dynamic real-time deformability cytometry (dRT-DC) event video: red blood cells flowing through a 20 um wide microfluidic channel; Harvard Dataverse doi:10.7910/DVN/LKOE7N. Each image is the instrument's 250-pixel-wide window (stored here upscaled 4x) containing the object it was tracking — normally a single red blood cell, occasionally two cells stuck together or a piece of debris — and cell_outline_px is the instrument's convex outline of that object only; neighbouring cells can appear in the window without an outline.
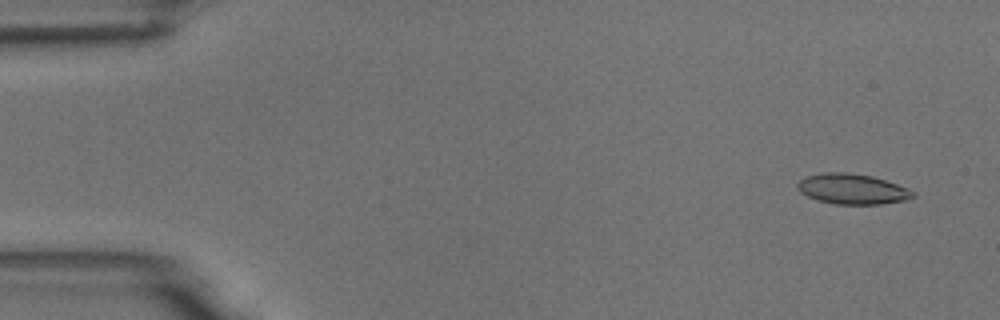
{"species": "common noctule bat (a hibernating species)", "species_latin": "Nyctalus noctula", "temperature_condition": "room temperature", "stored_images_in_passage": 4, "camera_frame_rate_fps": 3000, "um_per_image_px": 0.085, "animal": {"sex": "male", "body_mass_g": 18.8}, "frame": {"image": 1, "passage_image": 1, "time_ms": 0.0, "image_size_px": [1000, 320], "cell_outline_px": [[916, 196], [904, 200], [880, 204], [836, 204], [820, 200], [808, 196], [800, 192], [796, 184], [800, 180], [808, 176], [824, 172], [844, 172], [872, 176], [908, 188], [916, 192]], "centroid_in_image_um": [72.47, 16.06], "position_along_channel_um": 12.5, "area_um2": 20.17}}
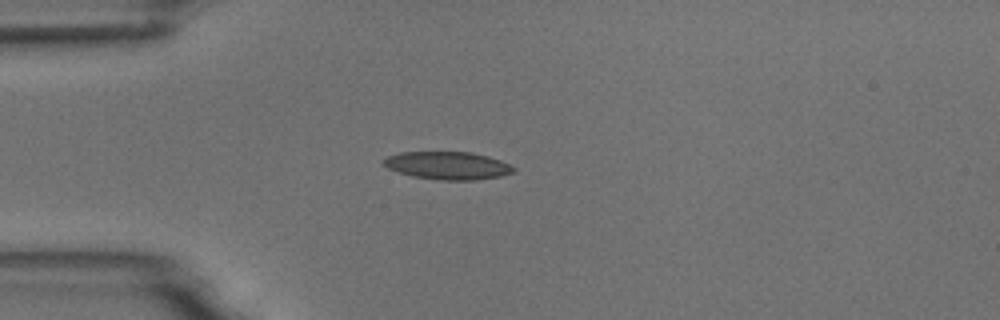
{"frame": {"image": 2, "passage_image": 4, "time_ms": 3.667, "image_size_px": [1000, 320], "cell_outline_px": [[516, 168], [512, 172], [500, 176], [476, 180], [440, 180], [412, 176], [388, 168], [380, 164], [380, 160], [388, 156], [400, 152], [472, 152], [488, 156], [500, 160]], "centroid_in_image_um": [38.01, 14.06], "position_along_channel_um": 47.0, "area_um2": 21.1}}